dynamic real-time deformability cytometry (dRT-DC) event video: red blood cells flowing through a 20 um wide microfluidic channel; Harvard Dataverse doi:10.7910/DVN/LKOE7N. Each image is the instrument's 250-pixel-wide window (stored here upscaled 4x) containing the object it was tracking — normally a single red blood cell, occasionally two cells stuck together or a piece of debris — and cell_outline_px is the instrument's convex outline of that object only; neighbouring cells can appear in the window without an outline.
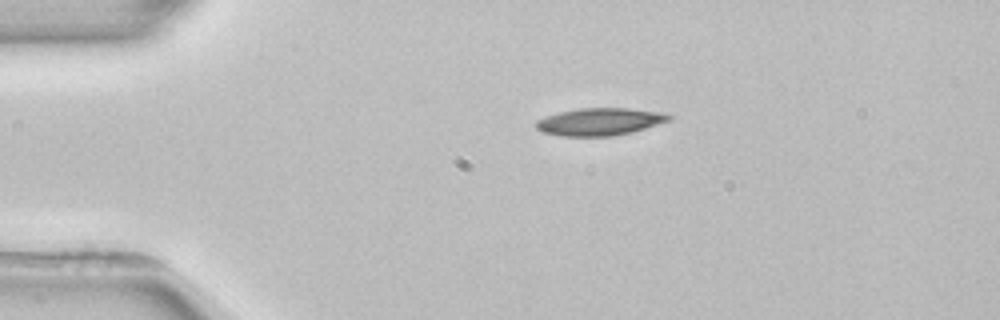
{"species": "common noctule bat (a hibernating species)", "species_latin": "Nyctalus noctula", "temperature_condition": "room temperature", "stored_images_in_passage": 2, "camera_frame_rate_fps": 3000, "um_per_image_px": 0.085, "animal": {"sex": "female", "body_mass_g": 22.7, "forearm_length_mm": 54.2}, "frame": {"image": 1, "passage_image": 1, "time_ms": 0.0, "image_size_px": [1000, 320], "cell_outline_px": [[672, 120], [632, 132], [612, 136], [560, 136], [540, 132], [536, 128], [536, 120], [560, 112], [580, 108], [628, 108], [664, 112], [672, 116]], "centroid_in_image_um": [51.0, 10.35], "position_along_channel_um": 34.0, "area_um2": 21.33}}